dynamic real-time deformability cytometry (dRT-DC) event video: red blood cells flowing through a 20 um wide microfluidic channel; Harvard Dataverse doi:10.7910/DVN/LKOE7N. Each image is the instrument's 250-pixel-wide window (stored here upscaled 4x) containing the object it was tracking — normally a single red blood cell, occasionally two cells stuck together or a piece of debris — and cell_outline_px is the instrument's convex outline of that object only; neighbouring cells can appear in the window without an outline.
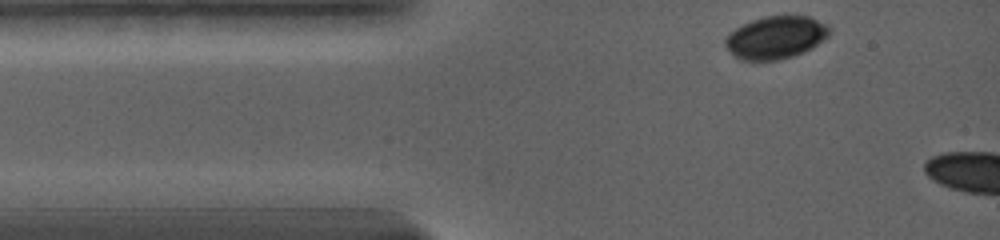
{"species": "common noctule bat (a hibernating species)", "species_latin": "Nyctalus noctula", "temperature_condition": "warm", "stored_images_in_passage": 59, "camera_frame_rate_fps": 5000, "um_per_image_px": 0.085, "animal": {"sex": "female", "body_mass_g": 19.0, "forearm_length_mm": 56.7}, "frame": {"image": 1, "passage_image": 1, "time_ms": 0.0, "image_size_px": [1000, 240], "cell_outline_px": [[828, 36], [812, 48], [804, 52], [780, 60], [740, 60], [724, 44], [724, 40], [736, 28], [752, 20], [764, 16], [808, 16], [816, 20], [828, 28]], "centroid_in_image_um": [65.92, 3.19], "position_along_channel_um": 19.1, "area_um2": 25.32}}
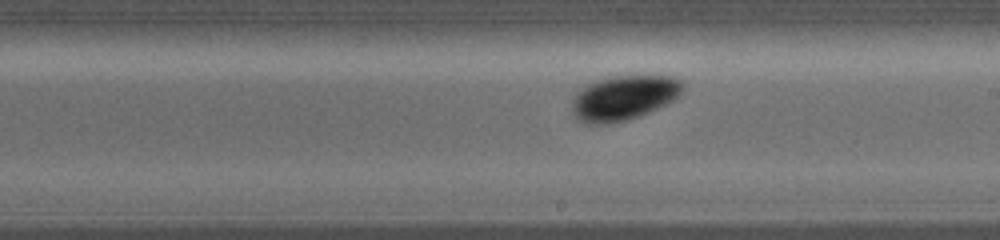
{"frame": {"image": 2, "passage_image": 33, "time_ms": 7.0, "image_size_px": [1000, 240], "cell_outline_px": [[684, 88], [672, 100], [640, 116], [628, 120], [608, 124], [588, 124], [576, 120], [572, 112], [572, 100], [576, 92], [588, 84], [596, 80], [616, 76], [668, 76], [680, 80], [684, 84]], "centroid_in_image_um": [52.96, 8.33], "position_along_channel_um": 236.0, "area_um2": 28.73}}
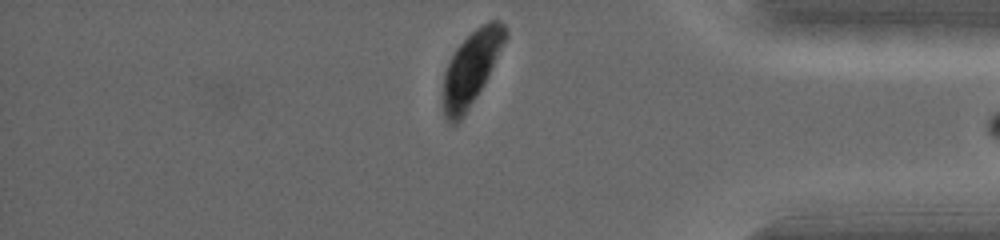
{"frame": {"image": 3, "passage_image": 58, "time_ms": 12.0, "image_size_px": [1000, 240], "cell_outline_px": [[508, 36], [484, 84], [464, 116], [456, 124], [448, 124], [444, 116], [444, 72], [456, 48], [476, 28], [488, 20], [500, 20], [504, 24], [508, 32]], "centroid_in_image_um": [40.08, 5.78], "position_along_channel_um": 395.1, "area_um2": 26.47}, "authors_computed_cell_mechanics": {"area_um2": 27.9174, "velocity_mm_per_s": 3.5947, "shape_relaxation_time_tau1_ms": 0.9257, "shape_relaxation_time_tau2_ms": null, "deformation_change_tau1": 0.0468, "deformation_change_tau2": null}}